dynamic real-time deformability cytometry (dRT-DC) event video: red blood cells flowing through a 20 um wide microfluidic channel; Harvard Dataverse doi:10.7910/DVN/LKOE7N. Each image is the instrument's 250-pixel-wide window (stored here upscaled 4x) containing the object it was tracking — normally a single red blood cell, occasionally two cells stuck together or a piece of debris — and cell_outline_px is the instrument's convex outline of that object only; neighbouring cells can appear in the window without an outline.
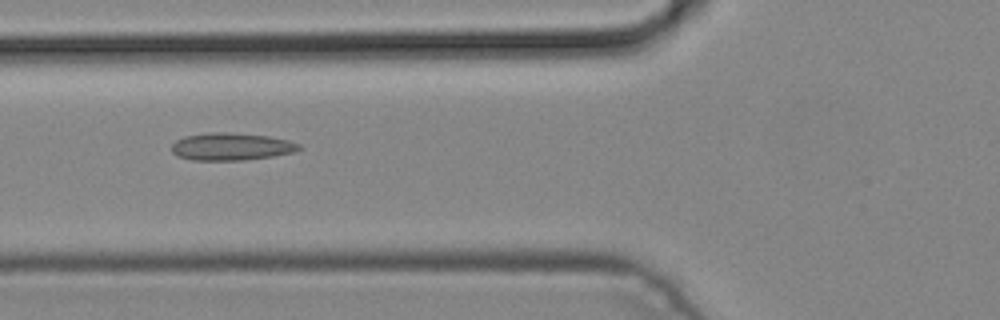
{"species": "common noctule bat (a hibernating species)", "species_latin": "Nyctalus noctula", "temperature_condition": "cold", "stored_images_in_passage": 5, "camera_frame_rate_fps": 3000, "um_per_image_px": 0.085, "animal": {"sex": "male", "body_mass_g": 19.2, "forearm_length_mm": 51.8}, "frame": {"image": 1, "passage_image": 5, "time_ms": 1.333, "image_size_px": [1000, 320], "cell_outline_px": [[300, 148], [292, 152], [272, 156], [244, 160], [192, 160], [176, 156], [172, 152], [172, 144], [176, 140], [184, 136], [212, 132], [228, 132], [268, 136], [288, 140], [300, 144]], "centroid_in_image_um": [19.61, 12.46], "position_along_channel_um": 106.2, "area_um2": 20.29}}